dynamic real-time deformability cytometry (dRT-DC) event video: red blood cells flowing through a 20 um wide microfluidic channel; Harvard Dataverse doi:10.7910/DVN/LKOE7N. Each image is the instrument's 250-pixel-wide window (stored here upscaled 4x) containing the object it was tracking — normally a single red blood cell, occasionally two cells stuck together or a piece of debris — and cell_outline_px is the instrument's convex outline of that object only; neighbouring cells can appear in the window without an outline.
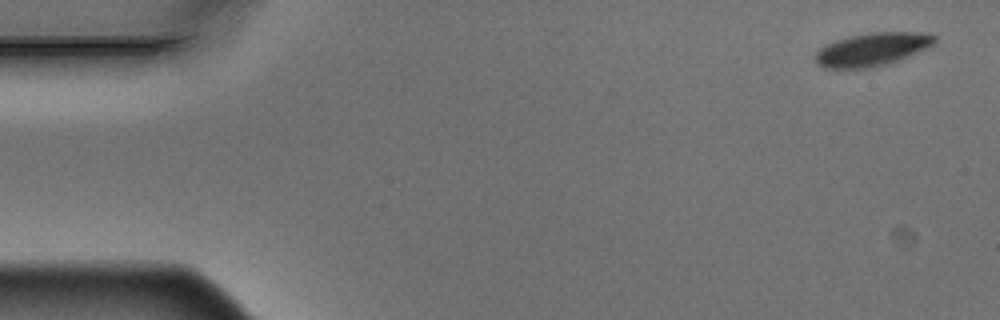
{"species": "Egyptian fruit bat (a non-hibernating species)", "species_latin": "Rousettus aegyptiacus", "temperature_condition": "warm", "stored_images_in_passage": 5, "segment_of_instrument_passage": [1, 2], "camera_frame_rate_fps": 3000, "um_per_image_px": 0.085, "animal": {"sex": "male"}, "frame": {"image": 1, "passage_image": 1, "time_ms": 0.0, "image_size_px": [1000, 320], "cell_outline_px": [[936, 40], [932, 44], [916, 52], [888, 64], [872, 68], [824, 68], [816, 64], [812, 56], [820, 48], [836, 40], [848, 36], [872, 32], [916, 32], [936, 36]], "centroid_in_image_um": [74.04, 4.2], "position_along_channel_um": 11.0, "area_um2": 22.89}}
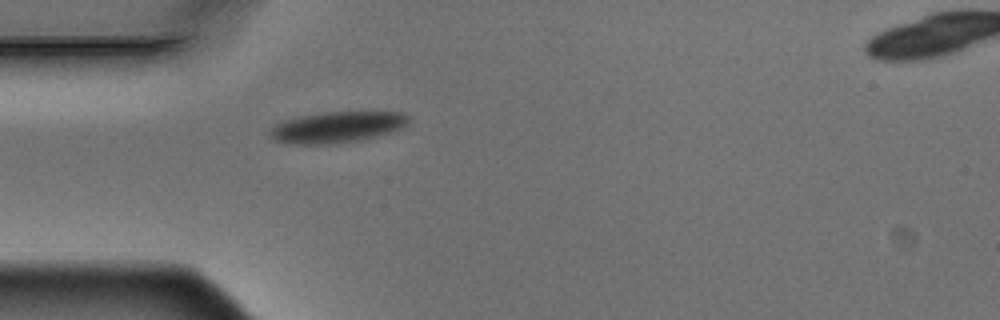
{"frame": {"image": 2, "passage_image": 4, "time_ms": 1.0, "image_size_px": [1000, 320], "cell_outline_px": [[408, 124], [404, 128], [396, 132], [360, 140], [340, 144], [288, 144], [272, 140], [268, 132], [276, 124], [284, 120], [300, 116], [328, 112], [404, 112], [408, 116]], "centroid_in_image_um": [28.68, 10.83], "position_along_channel_um": 56.3, "area_um2": 25.55}}